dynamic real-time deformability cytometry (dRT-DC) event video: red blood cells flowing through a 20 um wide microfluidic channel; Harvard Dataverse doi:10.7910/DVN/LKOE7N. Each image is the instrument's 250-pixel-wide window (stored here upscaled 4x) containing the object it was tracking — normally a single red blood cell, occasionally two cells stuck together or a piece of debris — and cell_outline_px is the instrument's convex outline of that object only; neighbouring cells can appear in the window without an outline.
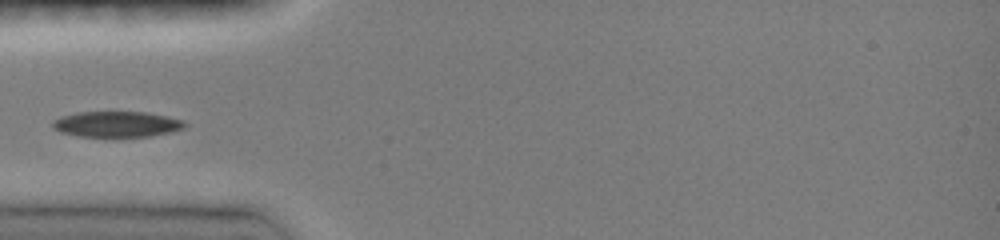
{"species": "common noctule bat (a hibernating species)", "species_latin": "Nyctalus noctula", "temperature_condition": "room temperature", "stored_images_in_passage": 39, "camera_frame_rate_fps": 3000, "um_per_image_px": 0.085, "animal": {"sex": "female", "body_mass_g": 19.0, "forearm_length_mm": 51.5}, "frame": {"image": 1, "passage_image": 1, "time_ms": 0.0, "image_size_px": [1000, 240], "cell_outline_px": [[188, 124], [184, 128], [168, 132], [148, 136], [80, 136], [60, 132], [52, 128], [52, 120], [60, 116], [76, 112], [144, 112], [168, 116], [184, 120]], "centroid_in_image_um": [9.9, 10.54], "position_along_channel_um": 75.1, "area_um2": 19.77}}
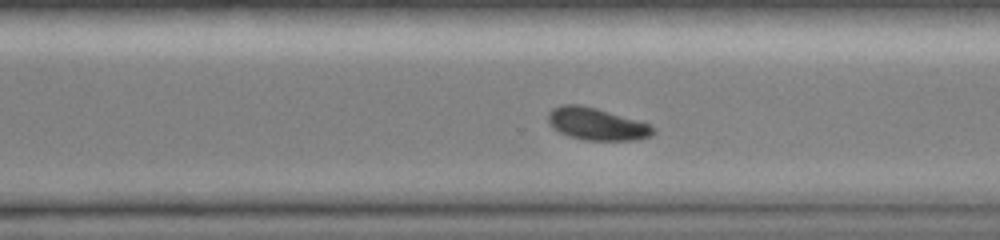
{"frame": {"image": 2, "passage_image": 24, "time_ms": 6.0, "image_size_px": [1000, 240], "cell_outline_px": [[656, 132], [652, 136], [636, 140], [584, 140], [568, 136], [560, 132], [548, 120], [548, 112], [552, 108], [560, 104], [580, 104], [596, 108], [636, 120], [648, 124]], "centroid_in_image_um": [50.7, 10.54], "position_along_channel_um": 319.9, "area_um2": 19.54}}
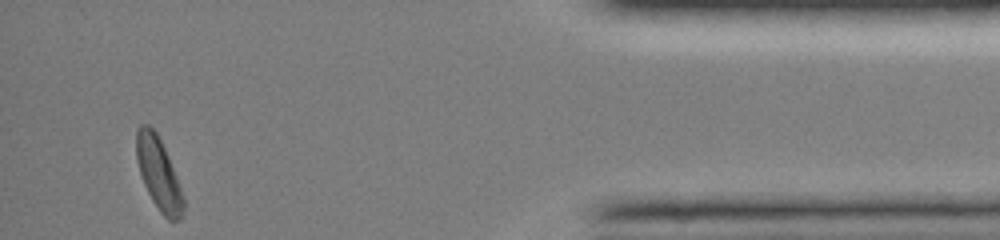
{"frame": {"image": 3, "passage_image": 39, "time_ms": 9.667, "image_size_px": [1000, 240], "cell_outline_px": [[184, 208], [180, 216], [176, 220], [168, 220], [160, 212], [152, 200], [144, 184], [136, 160], [136, 128], [140, 124], [148, 124], [156, 132], [168, 156], [180, 188], [184, 200]], "centroid_in_image_um": [13.45, 14.72], "position_along_channel_um": 421.8, "area_um2": 19.36}}